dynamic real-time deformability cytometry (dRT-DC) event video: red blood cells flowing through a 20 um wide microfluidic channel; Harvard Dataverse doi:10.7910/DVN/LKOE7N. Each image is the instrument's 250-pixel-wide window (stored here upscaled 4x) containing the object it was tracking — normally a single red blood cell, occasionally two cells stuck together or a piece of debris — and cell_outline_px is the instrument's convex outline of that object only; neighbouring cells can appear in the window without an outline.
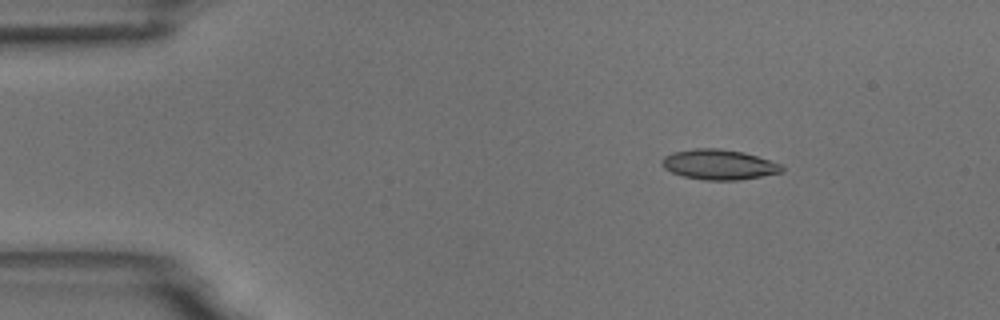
{"species": "common noctule bat (a hibernating species)", "species_latin": "Nyctalus noctula", "temperature_condition": "room temperature", "stored_images_in_passage": 5, "camera_frame_rate_fps": 3000, "um_per_image_px": 0.085, "animal": {"sex": "male", "body_mass_g": 18.8}, "frame": {"image": 1, "passage_image": 2, "time_ms": 1.333, "image_size_px": [1000, 320], "cell_outline_px": [[784, 172], [740, 180], [704, 180], [684, 176], [672, 172], [664, 168], [660, 164], [660, 160], [664, 156], [672, 152], [696, 148], [720, 148], [744, 152], [780, 164], [784, 168]], "centroid_in_image_um": [61.09, 13.98], "position_along_channel_um": 23.9, "area_um2": 21.15}}
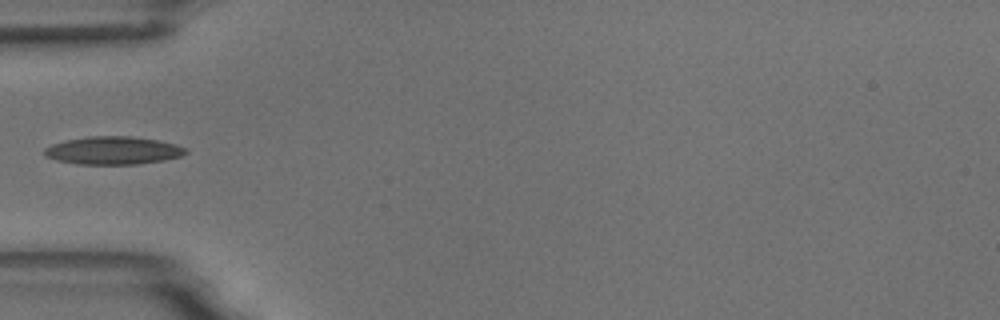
{"frame": {"image": 2, "passage_image": 5, "time_ms": 4.667, "image_size_px": [1000, 320], "cell_outline_px": [[188, 152], [180, 156], [164, 160], [136, 164], [76, 164], [44, 156], [44, 148], [52, 144], [64, 140], [88, 136], [128, 136], [160, 140], [176, 144], [188, 148]], "centroid_in_image_um": [9.63, 12.78], "position_along_channel_um": 75.4, "area_um2": 23.06}}